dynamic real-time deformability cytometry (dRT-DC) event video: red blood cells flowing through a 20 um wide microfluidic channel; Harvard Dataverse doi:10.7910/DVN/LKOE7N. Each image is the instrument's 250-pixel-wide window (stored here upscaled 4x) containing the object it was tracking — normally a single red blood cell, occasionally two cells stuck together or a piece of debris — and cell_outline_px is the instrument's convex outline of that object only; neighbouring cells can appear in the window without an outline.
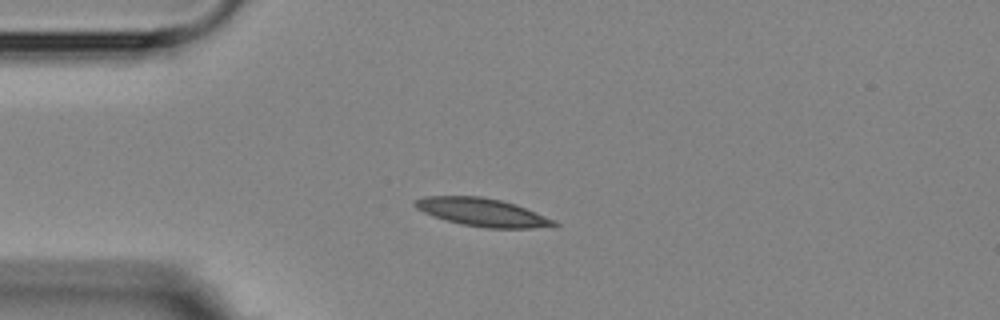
{"species": "Egyptian fruit bat (a non-hibernating species)", "species_latin": "Rousettus aegyptiacus", "temperature_condition": "room temperature", "stored_images_in_passage": 5, "camera_frame_rate_fps": 3000, "um_per_image_px": 0.085, "animal": {"sex": "female"}, "frame": {"image": 1, "passage_image": 3, "time_ms": 2.333, "image_size_px": [1000, 320], "cell_outline_px": [[560, 224], [532, 228], [488, 228], [460, 224], [424, 212], [416, 208], [412, 204], [416, 200], [424, 196], [480, 196], [500, 200], [516, 204], [556, 220]], "centroid_in_image_um": [41.01, 18.03], "position_along_channel_um": 44.0, "area_um2": 22.48}}